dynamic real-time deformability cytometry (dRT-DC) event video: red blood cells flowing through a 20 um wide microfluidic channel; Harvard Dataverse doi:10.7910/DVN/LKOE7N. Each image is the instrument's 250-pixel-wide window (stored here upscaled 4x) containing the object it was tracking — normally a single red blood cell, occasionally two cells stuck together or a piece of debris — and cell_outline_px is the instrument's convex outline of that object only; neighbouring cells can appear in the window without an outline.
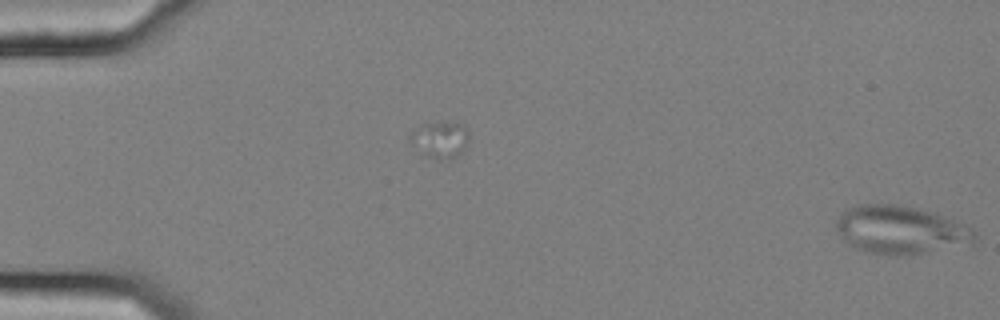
{"species": "common noctule bat (a hibernating species)", "species_latin": "Nyctalus noctula", "temperature_condition": "cold", "stored_images_in_passage": 9, "camera_frame_rate_fps": 3000, "um_per_image_px": 0.085, "animal": {"sex": "female", "body_mass_g": 25.1}, "frame": {"image": 1, "passage_image": 9, "time_ms": 2.667, "image_size_px": [1000, 320], "cell_outline_px": [[976, 236], [972, 240], [920, 252], [896, 256], [892, 256], [868, 252], [856, 248], [844, 240], [836, 228], [836, 220], [848, 208], [856, 204], [896, 204], [936, 212], [968, 224], [976, 232]], "centroid_in_image_um": [76.49, 19.49], "position_along_channel_um": 8.5, "area_um2": 38.03}}